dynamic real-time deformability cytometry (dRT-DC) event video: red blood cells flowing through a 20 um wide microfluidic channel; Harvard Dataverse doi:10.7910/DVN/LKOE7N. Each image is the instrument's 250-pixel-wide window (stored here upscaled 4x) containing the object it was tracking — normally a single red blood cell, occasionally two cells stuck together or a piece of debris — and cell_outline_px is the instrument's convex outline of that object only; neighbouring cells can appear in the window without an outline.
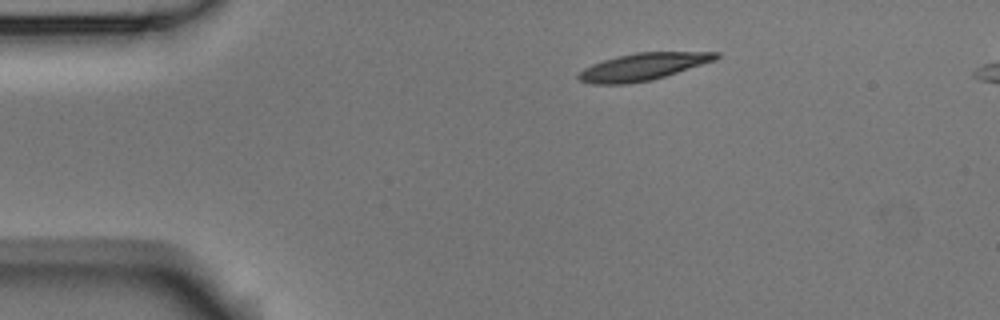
{"species": "Egyptian fruit bat (a non-hibernating species)", "species_latin": "Rousettus aegyptiacus", "temperature_condition": "room temperature", "stored_images_in_passage": 5, "camera_frame_rate_fps": 3000, "um_per_image_px": 0.085, "animal": {"sex": "male"}, "frame": {"image": 1, "passage_image": 1, "time_ms": 0.0, "image_size_px": [1000, 320], "cell_outline_px": [[720, 56], [716, 60], [652, 80], [628, 84], [588, 84], [580, 80], [576, 76], [584, 68], [592, 64], [616, 56], [636, 52], [720, 52]], "centroid_in_image_um": [54.63, 5.67], "position_along_channel_um": 30.4, "area_um2": 21.79}}
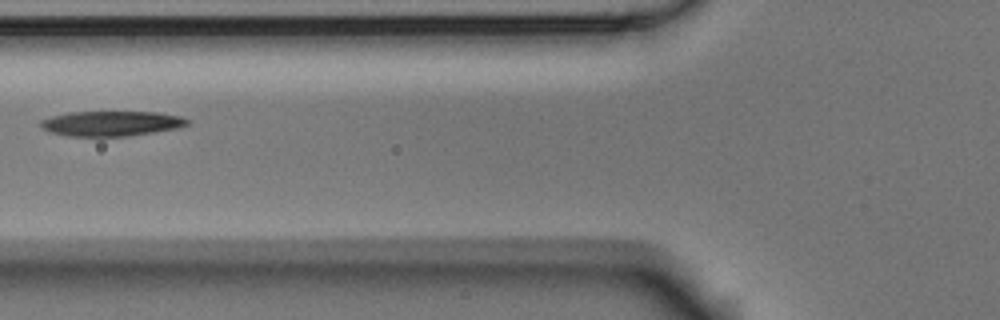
{"frame": {"image": 2, "passage_image": 4, "time_ms": 1.0, "image_size_px": [1000, 320], "cell_outline_px": [[188, 124], [176, 128], [128, 136], [68, 136], [48, 132], [40, 124], [40, 120], [52, 116], [68, 112], [156, 112], [180, 116], [188, 120]], "centroid_in_image_um": [9.41, 10.49], "position_along_channel_um": 116.4, "area_um2": 21.21}}
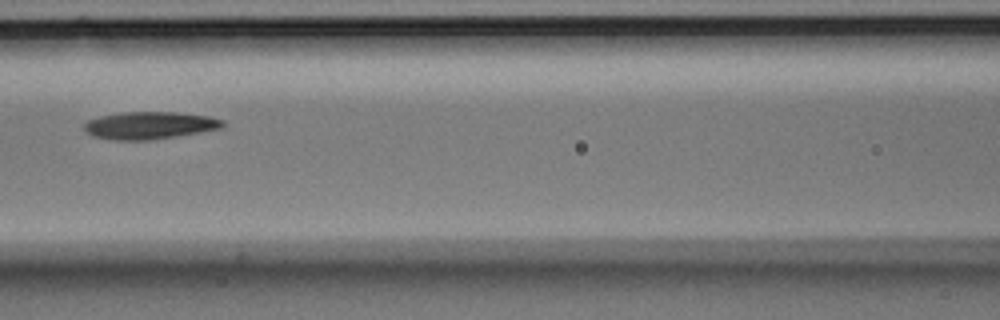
{"frame": {"image": 3, "passage_image": 5, "time_ms": 1.333, "image_size_px": [1000, 320], "cell_outline_px": [[224, 124], [220, 128], [200, 132], [148, 140], [112, 140], [92, 136], [84, 128], [84, 124], [88, 120], [100, 116], [124, 112], [176, 112], [208, 116], [224, 120]], "centroid_in_image_um": [12.69, 10.65], "position_along_channel_um": 153.9, "area_um2": 21.91}}